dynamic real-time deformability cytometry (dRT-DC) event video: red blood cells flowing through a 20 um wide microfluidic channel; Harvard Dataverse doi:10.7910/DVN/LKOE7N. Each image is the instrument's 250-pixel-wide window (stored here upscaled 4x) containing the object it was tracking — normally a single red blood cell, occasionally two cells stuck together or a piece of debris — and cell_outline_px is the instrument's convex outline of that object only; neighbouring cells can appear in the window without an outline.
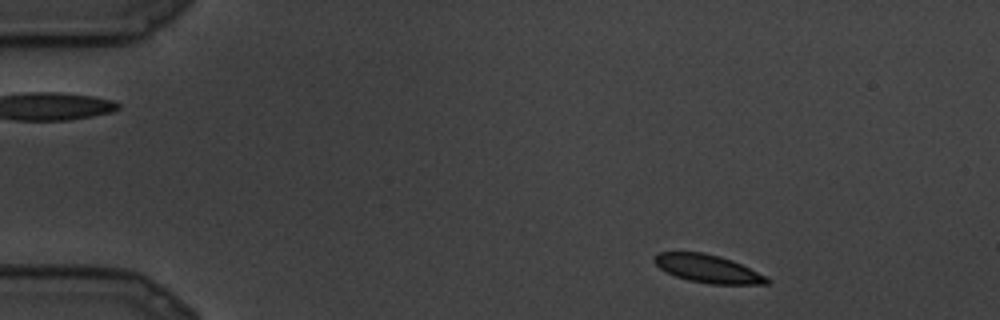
{"species": "common noctule bat (a hibernating species)", "species_latin": "Nyctalus noctula", "temperature_condition": "cold", "stored_images_in_passage": 24, "camera_frame_rate_fps": 3000, "um_per_image_px": 0.085, "animal": {"sex": "male", "body_mass_g": 19.5, "forearm_length_mm": 54.6}, "frame": {"image": 1, "passage_image": 2, "time_ms": 0.333, "image_size_px": [1000, 320], "cell_outline_px": [[772, 280], [768, 284], [708, 284], [688, 280], [676, 276], [660, 268], [652, 260], [652, 256], [656, 252], [704, 252], [720, 256], [732, 260], [768, 276]], "centroid_in_image_um": [60.18, 22.83], "position_along_channel_um": 24.8, "area_um2": 18.61}}
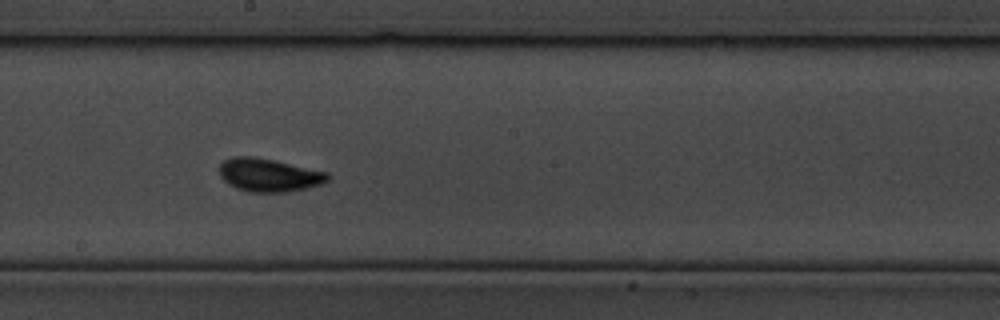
{"frame": {"image": 2, "passage_image": 13, "time_ms": 4.0, "image_size_px": [1000, 320], "cell_outline_px": [[332, 176], [328, 180], [320, 184], [288, 192], [248, 192], [236, 188], [228, 184], [220, 176], [220, 164], [224, 160], [232, 156], [252, 156], [272, 160], [328, 172]], "centroid_in_image_um": [22.84, 14.88], "position_along_channel_um": 225.4, "area_um2": 20.87}}
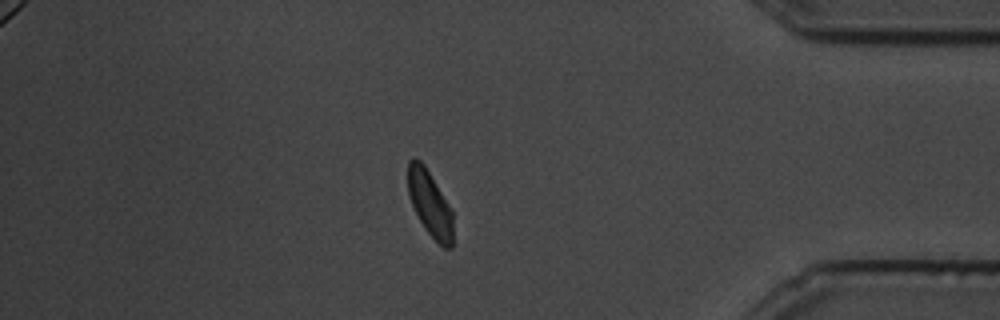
{"frame": {"image": 3, "passage_image": 21, "time_ms": 6.667, "image_size_px": [1000, 320], "cell_outline_px": [[452, 248], [444, 248], [428, 232], [420, 220], [408, 196], [408, 160], [412, 156], [416, 156], [424, 164], [452, 212]], "centroid_in_image_um": [36.51, 17.26], "position_along_channel_um": 398.7, "area_um2": 16.82}}